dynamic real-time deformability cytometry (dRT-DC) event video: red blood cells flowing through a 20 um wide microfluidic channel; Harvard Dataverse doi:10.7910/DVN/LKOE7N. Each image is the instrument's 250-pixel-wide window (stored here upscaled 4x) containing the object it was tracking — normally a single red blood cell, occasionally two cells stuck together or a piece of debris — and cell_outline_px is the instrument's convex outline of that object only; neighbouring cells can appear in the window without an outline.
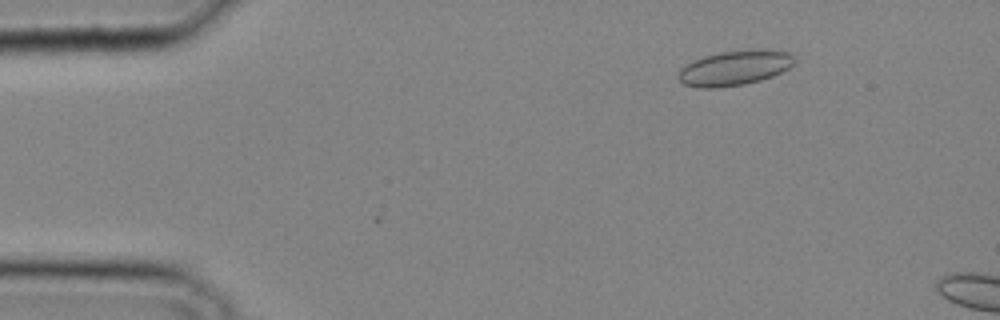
{"species": "common noctule bat (a hibernating species)", "species_latin": "Nyctalus noctula", "temperature_condition": "cold", "stored_images_in_passage": 8, "camera_frame_rate_fps": 3000, "um_per_image_px": 0.085, "animal": {"sex": "male", "body_mass_g": 20.4}, "frame": {"image": 1, "passage_image": 5, "time_ms": 1.333, "image_size_px": [1000, 320], "cell_outline_px": [[796, 60], [788, 68], [772, 76], [760, 80], [744, 84], [720, 88], [700, 88], [684, 84], [676, 76], [680, 68], [692, 60], [704, 56], [720, 52], [756, 48], [772, 48], [788, 52]], "centroid_in_image_um": [62.43, 5.75], "position_along_channel_um": 22.6, "area_um2": 23.99}}